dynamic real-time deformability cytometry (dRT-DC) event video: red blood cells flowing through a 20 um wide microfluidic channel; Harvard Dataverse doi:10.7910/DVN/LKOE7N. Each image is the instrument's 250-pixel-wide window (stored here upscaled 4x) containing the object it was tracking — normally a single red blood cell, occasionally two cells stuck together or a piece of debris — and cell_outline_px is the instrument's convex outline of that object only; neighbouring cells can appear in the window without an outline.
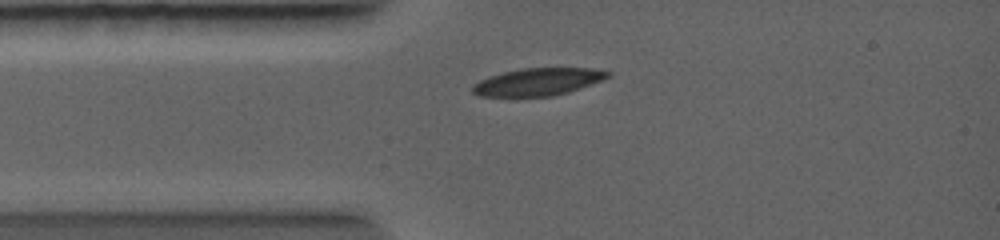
{"species": "common noctule bat (a hibernating species)", "species_latin": "Nyctalus noctula", "temperature_condition": "warm", "stored_images_in_passage": 14, "camera_frame_rate_fps": 5000, "um_per_image_px": 0.085, "animal": {"sex": "female", "body_mass_g": 19.0, "forearm_length_mm": 56.7}, "frame": {"image": 1, "passage_image": 3, "time_ms": 1.6, "image_size_px": [1000, 240], "cell_outline_px": [[612, 76], [604, 80], [568, 92], [552, 96], [516, 100], [476, 96], [472, 92], [472, 84], [488, 76], [504, 72], [524, 68], [588, 68], [612, 72]], "centroid_in_image_um": [45.64, 7.02], "position_along_channel_um": 39.4, "area_um2": 22.77}}
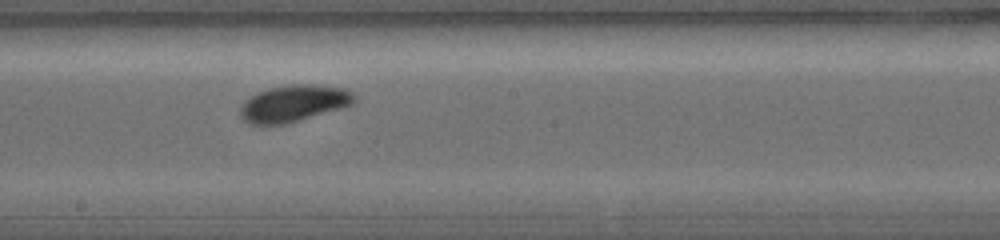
{"frame": {"image": 2, "passage_image": 8, "time_ms": 5.4, "image_size_px": [1000, 240], "cell_outline_px": [[352, 104], [340, 108], [284, 124], [248, 124], [240, 116], [240, 108], [244, 100], [260, 92], [272, 88], [292, 84], [340, 88], [348, 92], [352, 96]], "centroid_in_image_um": [24.85, 8.82], "position_along_channel_um": 223.4, "area_um2": 23.24}}
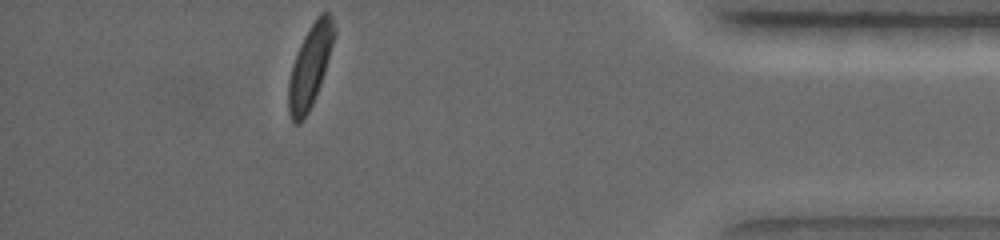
{"frame": {"image": 3, "passage_image": 14, "time_ms": 10.0, "image_size_px": [1000, 240], "cell_outline_px": [[336, 32], [324, 72], [320, 84], [312, 104], [308, 112], [300, 124], [292, 124], [288, 112], [288, 80], [292, 64], [296, 52], [304, 36], [316, 16], [320, 12], [328, 12], [332, 16]], "centroid_in_image_um": [26.33, 5.63], "position_along_channel_um": 408.9, "area_um2": 21.96}}